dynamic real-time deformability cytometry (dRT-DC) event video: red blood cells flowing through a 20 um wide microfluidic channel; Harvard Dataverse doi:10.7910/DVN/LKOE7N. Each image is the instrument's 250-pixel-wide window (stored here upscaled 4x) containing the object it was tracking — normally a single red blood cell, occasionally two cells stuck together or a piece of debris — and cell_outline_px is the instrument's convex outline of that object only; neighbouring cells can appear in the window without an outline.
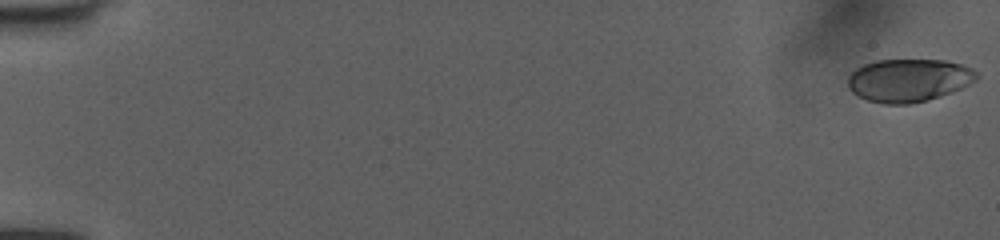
{"species": "human", "species_latin": "Homo sapiens", "temperature_condition": "room temperature", "stored_images_in_passage": 13, "camera_frame_rate_fps": 3000, "um_per_image_px": 0.085, "donor": {"sex": "female"}, "frame": {"image": 1, "passage_image": 1, "time_ms": 0.0, "image_size_px": [1000, 240], "cell_outline_px": [[980, 76], [976, 80], [960, 88], [940, 96], [928, 100], [908, 104], [884, 104], [868, 100], [852, 92], [848, 88], [848, 76], [856, 68], [864, 64], [876, 60], [944, 60], [964, 64], [972, 68]], "centroid_in_image_um": [77.24, 6.81], "position_along_channel_um": 7.8, "area_um2": 32.25}}